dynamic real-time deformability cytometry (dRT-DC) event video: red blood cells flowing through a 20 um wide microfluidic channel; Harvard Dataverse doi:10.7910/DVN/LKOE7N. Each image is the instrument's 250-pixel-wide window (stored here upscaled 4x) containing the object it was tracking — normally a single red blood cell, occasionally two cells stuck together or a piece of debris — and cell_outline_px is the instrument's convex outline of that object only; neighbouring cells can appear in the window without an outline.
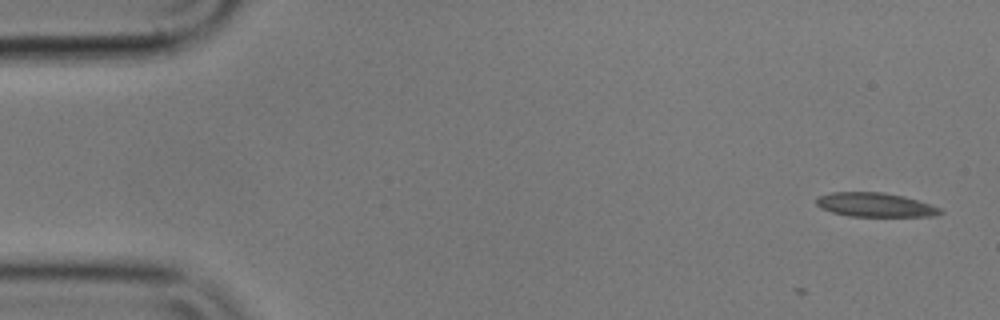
{"species": "common noctule bat (a hibernating species)", "species_latin": "Nyctalus noctula", "temperature_condition": "cold", "stored_images_in_passage": 2, "camera_frame_rate_fps": 3000, "um_per_image_px": 0.085, "animal": {"sex": "male", "body_mass_g": 17.9}, "frame": {"image": 1, "passage_image": 2, "time_ms": 0.333, "image_size_px": [1000, 320], "cell_outline_px": [[944, 212], [932, 216], [848, 216], [832, 212], [820, 208], [816, 204], [816, 196], [832, 192], [884, 192], [904, 196], [940, 208]], "centroid_in_image_um": [74.33, 17.4], "position_along_channel_um": 10.7, "area_um2": 17.34}}